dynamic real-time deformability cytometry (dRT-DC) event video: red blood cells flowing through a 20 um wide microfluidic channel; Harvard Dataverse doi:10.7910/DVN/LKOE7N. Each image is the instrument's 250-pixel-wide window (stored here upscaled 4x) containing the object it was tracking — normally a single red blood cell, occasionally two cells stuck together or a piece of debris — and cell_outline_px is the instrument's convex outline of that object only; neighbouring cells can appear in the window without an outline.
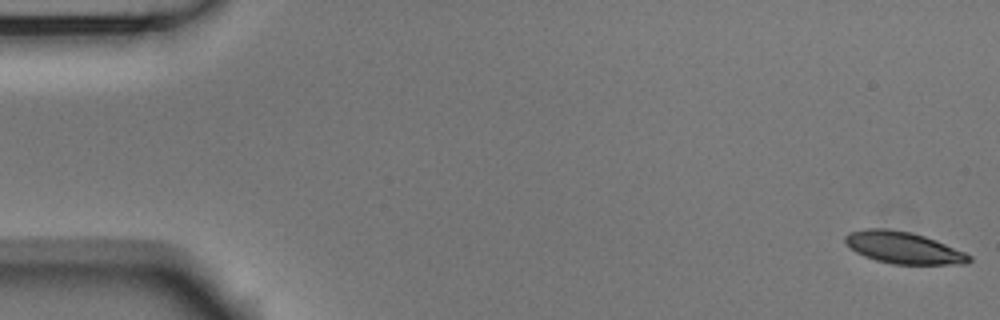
{"species": "Egyptian fruit bat (a non-hibernating species)", "species_latin": "Rousettus aegyptiacus", "temperature_condition": "room temperature", "stored_images_in_passage": 55, "camera_frame_rate_fps": 3000, "um_per_image_px": 0.085, "animal": {"sex": "male"}, "frame": {"image": 1, "passage_image": 1, "time_ms": 0.0, "image_size_px": [1000, 320], "cell_outline_px": [[972, 260], [964, 264], [892, 264], [876, 260], [864, 256], [856, 252], [844, 240], [844, 236], [848, 232], [864, 228], [884, 228], [908, 232], [924, 236], [936, 240], [964, 252], [972, 256]], "centroid_in_image_um": [76.77, 21.05], "position_along_channel_um": 8.2, "area_um2": 22.83}}
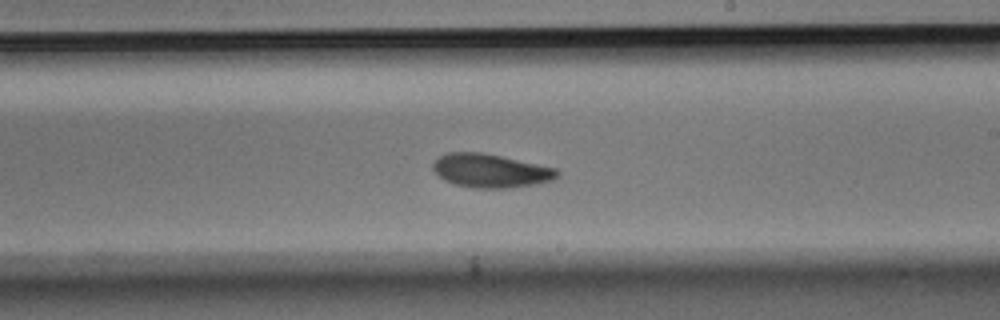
{"frame": {"image": 2, "passage_image": 32, "time_ms": 10.333, "image_size_px": [1000, 320], "cell_outline_px": [[560, 176], [552, 180], [532, 184], [508, 188], [472, 188], [456, 184], [444, 180], [432, 168], [432, 164], [440, 156], [448, 152], [480, 152], [500, 156], [556, 168], [560, 172]], "centroid_in_image_um": [41.7, 14.51], "position_along_channel_um": 247.3, "area_um2": 24.1}}
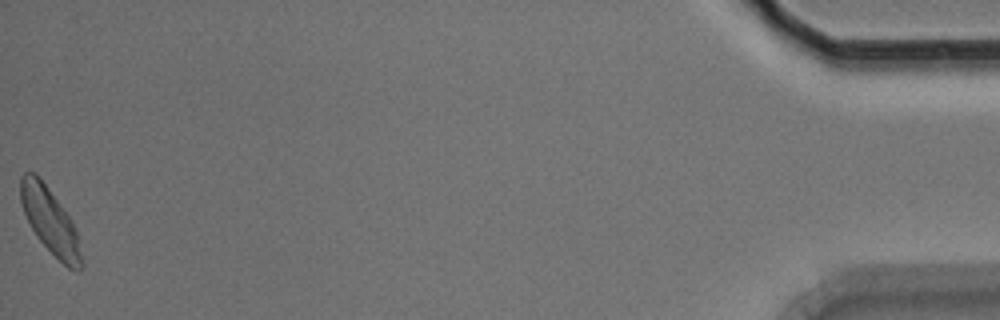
{"frame": {"image": 3, "passage_image": 55, "time_ms": 18.0, "image_size_px": [1000, 320], "cell_outline_px": [[84, 264], [80, 272], [76, 272], [68, 268], [36, 236], [24, 212], [20, 200], [20, 176], [24, 172], [36, 172], [72, 220], [76, 228]], "centroid_in_image_um": [4.28, 18.79], "position_along_channel_um": 430.9, "area_um2": 23.24}, "authors_computed_cell_mechanics": {"area_um2": 23.6402, "velocity_mm_per_s": 3.6646, "shape_relaxation_time_tau1_ms": 2.4305, "shape_relaxation_time_tau2_ms": 4.1835, "deformation_change_tau1": 0.1107, "deformation_change_tau2": 0.0962}}